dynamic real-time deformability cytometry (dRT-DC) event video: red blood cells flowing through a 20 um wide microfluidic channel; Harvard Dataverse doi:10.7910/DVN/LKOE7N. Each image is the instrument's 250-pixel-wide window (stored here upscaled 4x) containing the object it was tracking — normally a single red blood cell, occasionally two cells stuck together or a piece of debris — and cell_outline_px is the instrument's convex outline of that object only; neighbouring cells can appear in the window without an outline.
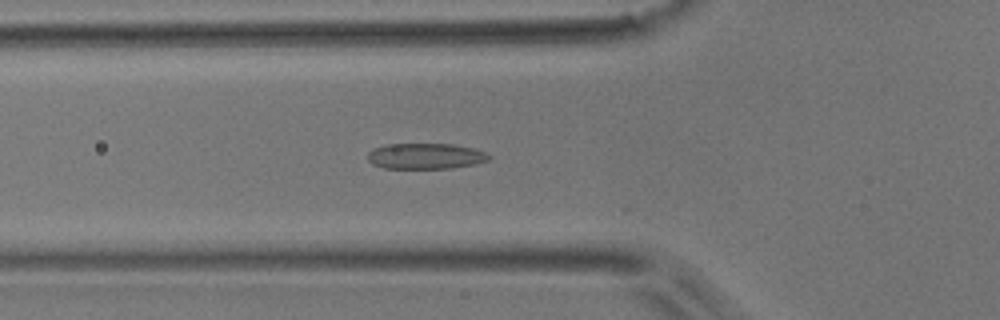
{"species": "common noctule bat (a hibernating species)", "species_latin": "Nyctalus noctula", "temperature_condition": "room temperature", "stored_images_in_passage": 21, "camera_frame_rate_fps": 3000, "um_per_image_px": 0.085, "animal": {"sex": "male", "body_mass_g": 17.9}, "frame": {"image": 1, "passage_image": 17, "time_ms": 5.333, "image_size_px": [1000, 320], "cell_outline_px": [[492, 156], [488, 160], [476, 164], [452, 168], [384, 168], [372, 164], [368, 160], [368, 152], [372, 148], [384, 144], [452, 144], [472, 148], [484, 152]], "centroid_in_image_um": [36.14, 13.27], "position_along_channel_um": 89.7, "area_um2": 18.26}}
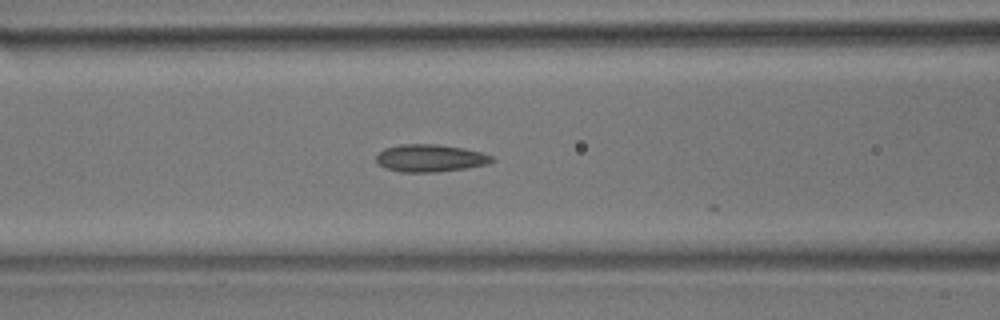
{"frame": {"image": 2, "passage_image": 20, "time_ms": 6.333, "image_size_px": [1000, 320], "cell_outline_px": [[496, 160], [488, 164], [464, 168], [436, 172], [400, 172], [384, 168], [376, 160], [376, 156], [384, 148], [400, 144], [436, 144], [464, 148], [480, 152], [492, 156]], "centroid_in_image_um": [36.56, 13.44], "position_along_channel_um": 130.0, "area_um2": 18.5}}